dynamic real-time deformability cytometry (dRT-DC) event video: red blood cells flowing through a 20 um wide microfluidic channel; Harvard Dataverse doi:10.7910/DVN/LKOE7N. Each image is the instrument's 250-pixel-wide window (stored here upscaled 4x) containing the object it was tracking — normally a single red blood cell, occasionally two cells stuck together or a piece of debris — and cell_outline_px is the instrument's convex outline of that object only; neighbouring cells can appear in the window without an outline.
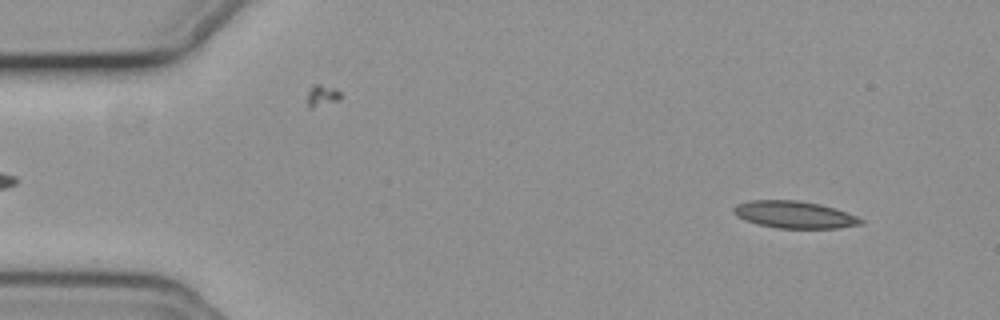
{"species": "common noctule bat (a hibernating species)", "species_latin": "Nyctalus noctula", "temperature_condition": "cold", "stored_images_in_passage": 55, "camera_frame_rate_fps": 3000, "um_per_image_px": 0.085, "animal": {"sex": "female", "body_mass_g": 19.3, "forearm_length_mm": 54.1}, "frame": {"image": 1, "passage_image": 5, "time_ms": 1.333, "image_size_px": [1000, 320], "cell_outline_px": [[864, 224], [836, 228], [776, 228], [744, 220], [732, 208], [736, 204], [752, 200], [800, 200], [820, 204], [856, 216], [864, 220]], "centroid_in_image_um": [67.54, 18.24], "position_along_channel_um": 17.5, "area_um2": 19.83}}
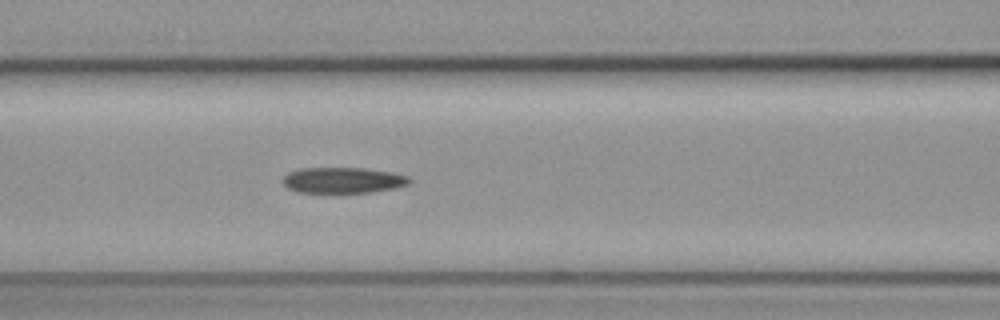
{"frame": {"image": 2, "passage_image": 23, "time_ms": 7.333, "image_size_px": [1000, 320], "cell_outline_px": [[412, 180], [408, 184], [396, 188], [372, 192], [296, 192], [288, 188], [280, 180], [288, 172], [300, 168], [364, 168], [392, 172], [408, 176]], "centroid_in_image_um": [29.14, 15.31], "position_along_channel_um": 137.5, "area_um2": 19.13}}
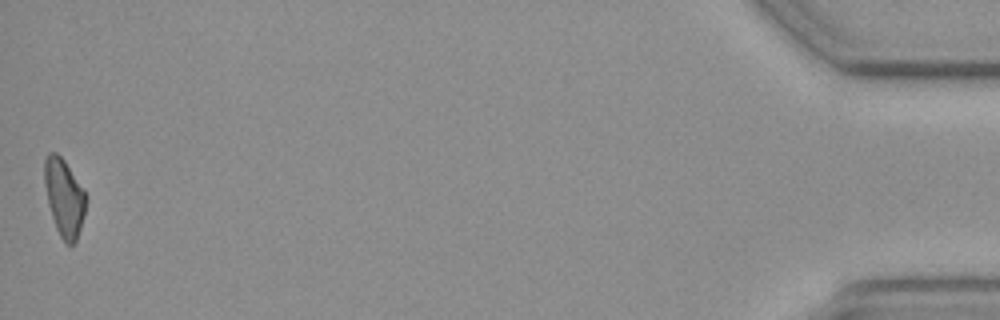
{"frame": {"image": 3, "passage_image": 55, "time_ms": 18.0, "image_size_px": [1000, 320], "cell_outline_px": [[88, 196], [84, 216], [76, 240], [72, 244], [64, 244], [56, 228], [48, 204], [44, 184], [44, 160], [48, 152], [56, 152], [64, 160]], "centroid_in_image_um": [5.45, 16.78], "position_along_channel_um": 429.7, "area_um2": 18.79}, "authors_computed_cell_mechanics": {"area_um2": 19.7676, "velocity_mm_per_s": 3.7139, "shape_relaxation_time_tau1_ms": 5.7362, "shape_relaxation_time_tau2_ms": null, "deformation_change_tau1": 0.1423, "deformation_change_tau2": null}}